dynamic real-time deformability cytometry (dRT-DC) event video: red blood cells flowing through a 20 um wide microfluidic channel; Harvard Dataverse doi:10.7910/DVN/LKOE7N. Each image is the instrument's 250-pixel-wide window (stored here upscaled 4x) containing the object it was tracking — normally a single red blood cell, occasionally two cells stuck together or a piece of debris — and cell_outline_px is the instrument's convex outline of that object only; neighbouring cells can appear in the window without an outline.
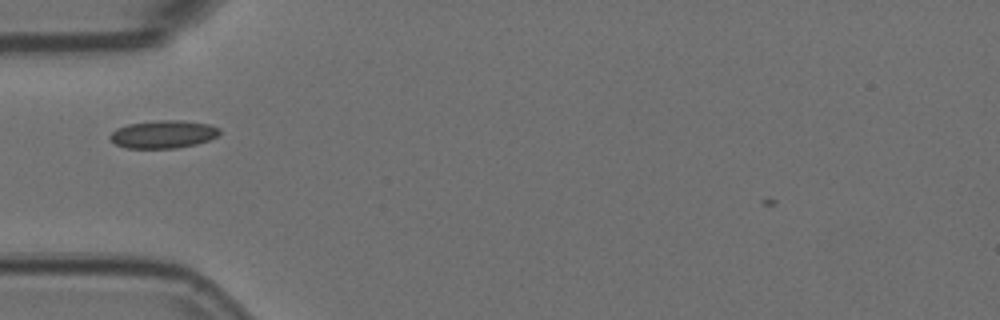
{"species": "Egyptian fruit bat (a non-hibernating species)", "species_latin": "Rousettus aegyptiacus", "temperature_condition": "room temperature", "stored_images_in_passage": 7, "camera_frame_rate_fps": 3000, "um_per_image_px": 0.085, "animal": {"sex": "female"}, "frame": {"image": 1, "passage_image": 2, "time_ms": 0.333, "image_size_px": [1000, 320], "cell_outline_px": [[220, 132], [216, 136], [208, 140], [196, 144], [176, 148], [124, 148], [116, 144], [108, 136], [116, 128], [128, 124], [156, 120], [180, 120], [208, 124], [220, 128]], "centroid_in_image_um": [13.85, 11.41], "position_along_channel_um": 71.1, "area_um2": 17.74}}
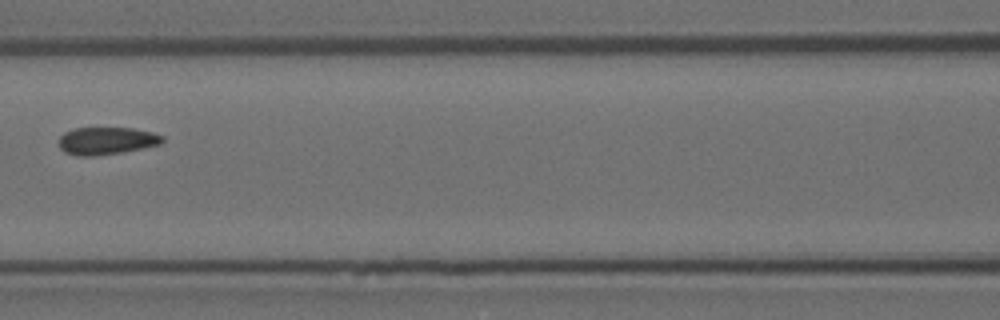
{"frame": {"image": 2, "passage_image": 4, "time_ms": 1.0, "image_size_px": [1000, 320], "cell_outline_px": [[164, 140], [160, 144], [144, 148], [124, 152], [96, 156], [76, 156], [64, 152], [60, 148], [60, 136], [64, 132], [76, 128], [132, 128], [152, 132], [164, 136]], "centroid_in_image_um": [9.06, 11.98], "position_along_channel_um": 157.5, "area_um2": 16.7}}
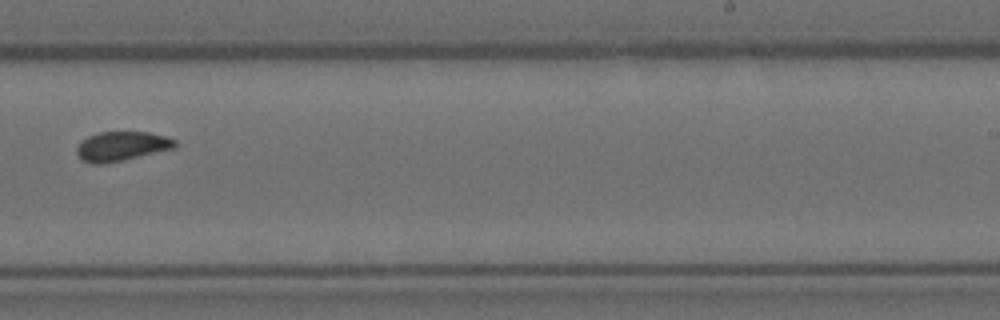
{"frame": {"image": 3, "passage_image": 7, "time_ms": 2.0, "image_size_px": [1000, 320], "cell_outline_px": [[176, 148], [104, 164], [92, 164], [84, 160], [76, 152], [76, 148], [88, 136], [100, 132], [148, 132], [164, 136], [176, 140]], "centroid_in_image_um": [10.36, 12.43], "position_along_channel_um": 278.6, "area_um2": 16.59}}